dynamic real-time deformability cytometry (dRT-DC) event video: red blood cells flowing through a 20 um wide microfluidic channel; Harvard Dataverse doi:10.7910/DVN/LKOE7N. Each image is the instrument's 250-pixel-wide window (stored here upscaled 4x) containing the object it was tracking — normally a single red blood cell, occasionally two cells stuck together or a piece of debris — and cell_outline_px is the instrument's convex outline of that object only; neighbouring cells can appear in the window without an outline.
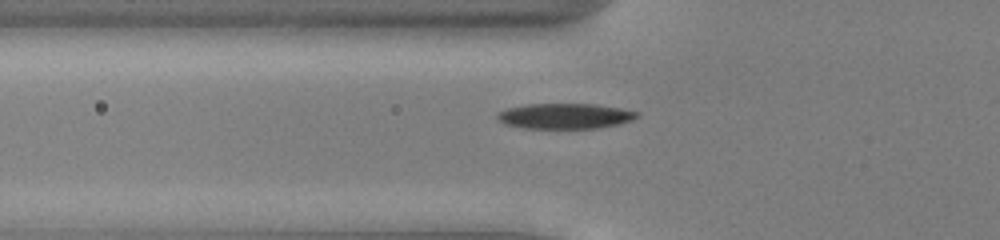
{"species": "common noctule bat (a hibernating species)", "species_latin": "Nyctalus noctula", "temperature_condition": "cold", "stored_images_in_passage": 39, "camera_frame_rate_fps": 3000, "um_per_image_px": 0.085, "animal": {"sex": "male", "body_mass_g": 13.0, "forearm_length_mm": 53.1}, "frame": {"image": 1, "passage_image": 5, "time_ms": 1.333, "image_size_px": [1000, 240], "cell_outline_px": [[640, 116], [632, 120], [620, 124], [600, 128], [524, 128], [504, 124], [496, 116], [500, 112], [508, 108], [528, 104], [596, 104], [620, 108], [640, 112]], "centroid_in_image_um": [48.09, 9.87], "position_along_channel_um": 77.7, "area_um2": 20.69}}
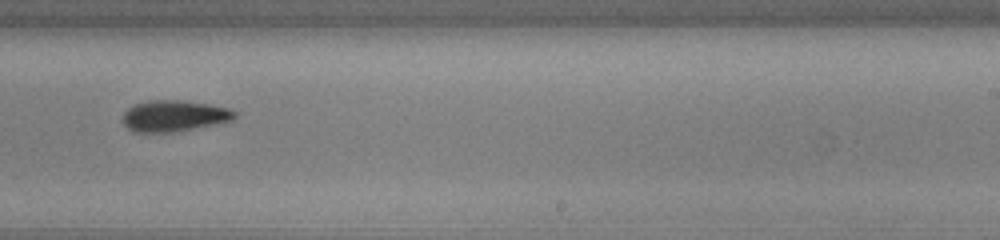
{"frame": {"image": 2, "passage_image": 20, "time_ms": 6.333, "image_size_px": [1000, 240], "cell_outline_px": [[236, 116], [232, 120], [172, 132], [132, 132], [124, 124], [124, 112], [128, 108], [136, 104], [148, 100], [184, 100], [208, 104], [228, 108], [236, 112]], "centroid_in_image_um": [14.77, 9.84], "position_along_channel_um": 274.2, "area_um2": 20.06}}
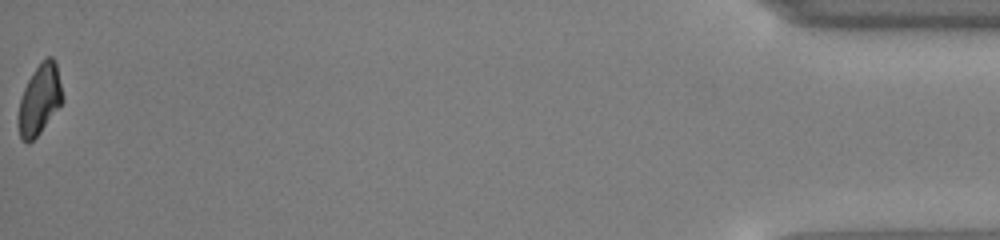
{"frame": {"image": 3, "passage_image": 39, "time_ms": 12.667, "image_size_px": [1000, 240], "cell_outline_px": [[64, 100], [40, 132], [28, 144], [20, 136], [16, 120], [20, 100], [24, 88], [28, 80], [44, 56], [52, 56], [56, 60], [64, 96]], "centroid_in_image_um": [3.37, 8.42], "position_along_channel_um": 431.8, "area_um2": 18.26}, "authors_computed_cell_mechanics": {"area_um2": 20.0566, "velocity_mm_per_s": 3.9366, "shape_relaxation_time_tau1_ms": 1.5977, "shape_relaxation_time_tau2_ms": 7.3454, "deformation_change_tau1": 0.115, "deformation_change_tau2": 0.1374}}